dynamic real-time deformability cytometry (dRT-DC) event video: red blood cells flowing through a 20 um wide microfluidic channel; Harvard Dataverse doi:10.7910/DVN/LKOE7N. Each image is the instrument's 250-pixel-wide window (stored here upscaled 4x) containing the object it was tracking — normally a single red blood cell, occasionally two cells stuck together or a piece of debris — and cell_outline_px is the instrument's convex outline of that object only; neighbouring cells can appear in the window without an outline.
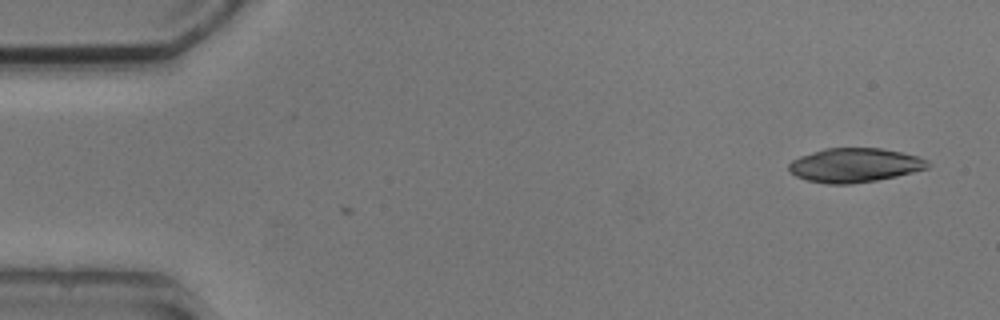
{"species": "common noctule bat (a hibernating species)", "species_latin": "Nyctalus noctula", "temperature_condition": "cold", "stored_images_in_passage": 3, "camera_frame_rate_fps": 3000, "um_per_image_px": 0.085, "animal": {"sex": "male", "body_mass_g": 20.5, "forearm_length_mm": 52.5}, "frame": {"image": 1, "passage_image": 1, "time_ms": 0.0, "image_size_px": [1000, 320], "cell_outline_px": [[932, 164], [928, 168], [896, 176], [876, 180], [852, 184], [828, 184], [808, 180], [796, 176], [788, 168], [788, 164], [792, 160], [800, 156], [824, 148], [880, 148], [900, 152], [916, 156], [928, 160]], "centroid_in_image_um": [72.65, 14.04], "position_along_channel_um": 12.3, "area_um2": 27.51}}
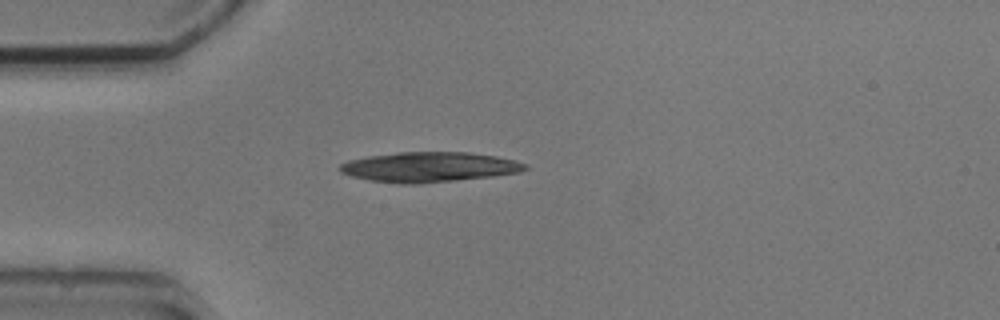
{"frame": {"image": 2, "passage_image": 3, "time_ms": 3.667, "image_size_px": [1000, 320], "cell_outline_px": [[528, 168], [520, 172], [492, 176], [420, 184], [396, 184], [372, 180], [352, 176], [340, 172], [340, 164], [348, 160], [368, 156], [396, 152], [468, 152], [496, 156], [528, 164]], "centroid_in_image_um": [36.47, 14.2], "position_along_channel_um": 48.5, "area_um2": 32.37}}